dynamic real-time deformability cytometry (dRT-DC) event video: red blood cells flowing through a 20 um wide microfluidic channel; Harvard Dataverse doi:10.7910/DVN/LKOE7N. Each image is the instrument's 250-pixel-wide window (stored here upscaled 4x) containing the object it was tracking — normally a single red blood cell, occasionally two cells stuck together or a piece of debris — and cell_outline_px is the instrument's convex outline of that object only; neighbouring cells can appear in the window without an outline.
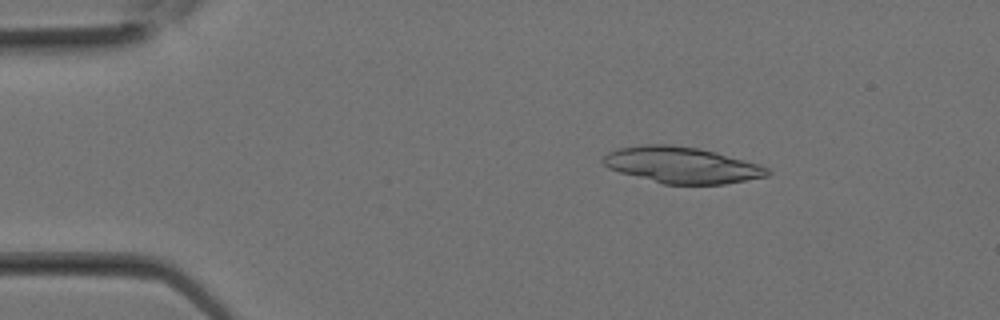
{"species": "Egyptian fruit bat (a non-hibernating species)", "species_latin": "Rousettus aegyptiacus", "temperature_condition": "room temperature", "stored_images_in_passage": 9, "camera_frame_rate_fps": 3000, "um_per_image_px": 0.085, "animal": {"sex": "female"}, "frame": {"image": 1, "passage_image": 4, "time_ms": 1.0, "image_size_px": [1000, 320], "cell_outline_px": [[772, 172], [768, 176], [724, 184], [664, 184], [620, 172], [608, 168], [600, 160], [608, 152], [616, 148], [640, 144], [672, 144], [700, 148], [716, 152], [760, 164], [768, 168]], "centroid_in_image_um": [57.94, 14.01], "position_along_channel_um": 27.1, "area_um2": 34.91}}